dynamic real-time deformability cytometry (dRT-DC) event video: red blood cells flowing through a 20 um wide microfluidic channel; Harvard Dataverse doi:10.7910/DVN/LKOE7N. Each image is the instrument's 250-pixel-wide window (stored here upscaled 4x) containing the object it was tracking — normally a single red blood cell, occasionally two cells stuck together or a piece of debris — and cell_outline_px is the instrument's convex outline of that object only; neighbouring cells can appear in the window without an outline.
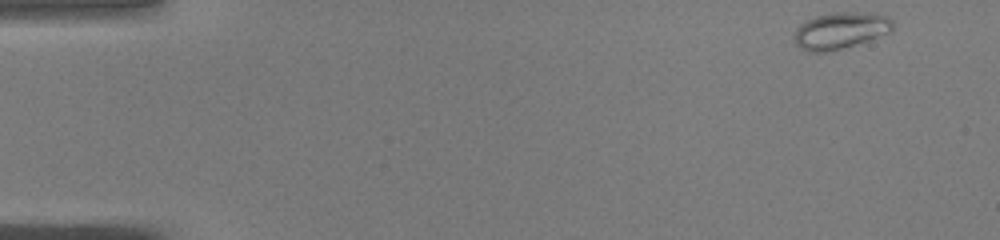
{"species": "common noctule bat (a hibernating species)", "species_latin": "Nyctalus noctula", "temperature_condition": "warm", "stored_images_in_passage": 48, "camera_frame_rate_fps": 3000, "um_per_image_px": 0.085, "animal": {"sex": "male", "body_mass_g": 19.0, "forearm_length_mm": 50.8}, "frame": {"image": 1, "passage_image": 1, "time_ms": 0.0, "image_size_px": [1000, 240], "cell_outline_px": [[892, 32], [832, 52], [808, 52], [800, 48], [792, 40], [796, 28], [800, 24], [816, 16], [832, 12], [872, 12], [888, 16], [892, 20]], "centroid_in_image_um": [71.43, 2.6], "position_along_channel_um": 13.6, "area_um2": 21.39}}
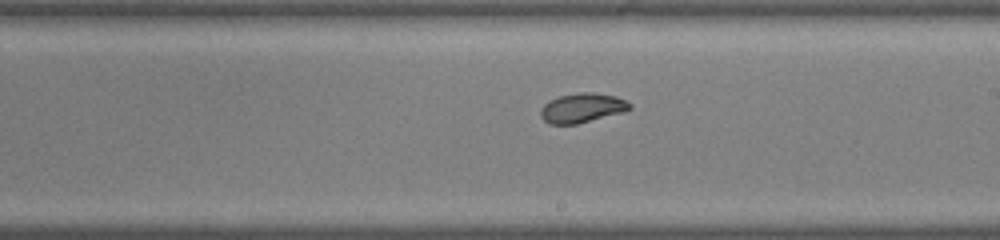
{"frame": {"image": 2, "passage_image": 27, "time_ms": 8.667, "image_size_px": [1000, 240], "cell_outline_px": [[632, 108], [624, 112], [576, 124], [548, 124], [540, 116], [540, 108], [548, 100], [560, 96], [580, 92], [592, 92], [616, 96], [632, 104]], "centroid_in_image_um": [49.47, 9.17], "position_along_channel_um": 239.5, "area_um2": 15.37}}
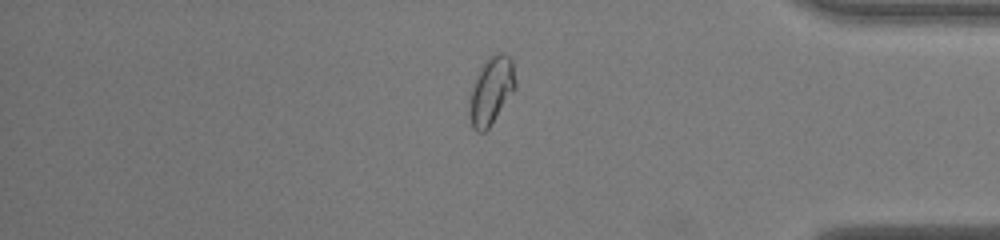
{"frame": {"image": 3, "passage_image": 40, "time_ms": 13.0, "image_size_px": [1000, 240], "cell_outline_px": [[516, 88], [488, 128], [484, 132], [476, 132], [472, 128], [468, 116], [468, 100], [472, 88], [480, 68], [488, 56], [496, 52], [504, 52], [512, 60], [516, 80]], "centroid_in_image_um": [41.73, 7.7], "position_along_channel_um": 393.5, "area_um2": 18.32}, "authors_computed_cell_mechanics": {"area_um2": 17.7735, "velocity_mm_per_s": 4.0691, "shape_relaxation_time_tau1_ms": 4.1287, "shape_relaxation_time_tau2_ms": 1.1756, "deformation_change_tau1": 0.105, "deformation_change_tau2": 0.0375}}